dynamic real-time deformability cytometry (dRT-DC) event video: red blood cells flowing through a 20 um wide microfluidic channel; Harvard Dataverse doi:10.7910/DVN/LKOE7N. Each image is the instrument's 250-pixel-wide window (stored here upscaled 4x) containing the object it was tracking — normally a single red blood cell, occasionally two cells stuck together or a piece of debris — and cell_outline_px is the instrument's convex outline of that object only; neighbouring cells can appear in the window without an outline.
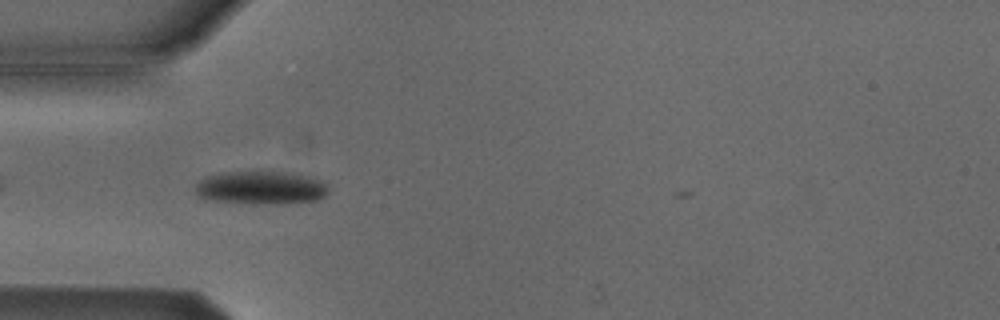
{"species": "Egyptian fruit bat (a non-hibernating species)", "species_latin": "Rousettus aegyptiacus", "temperature_condition": "cold", "stored_images_in_passage": 21, "camera_frame_rate_fps": 3000, "um_per_image_px": 0.085, "animal": {"sex": "male"}, "frame": {"image": 1, "passage_image": 2, "time_ms": 0.333, "image_size_px": [1000, 320], "cell_outline_px": [[328, 192], [324, 196], [316, 200], [284, 204], [252, 204], [204, 200], [196, 192], [196, 184], [200, 180], [208, 176], [224, 172], [284, 172], [312, 176], [324, 180], [328, 184]], "centroid_in_image_um": [22.22, 15.97], "position_along_channel_um": 62.8, "area_um2": 26.18}}
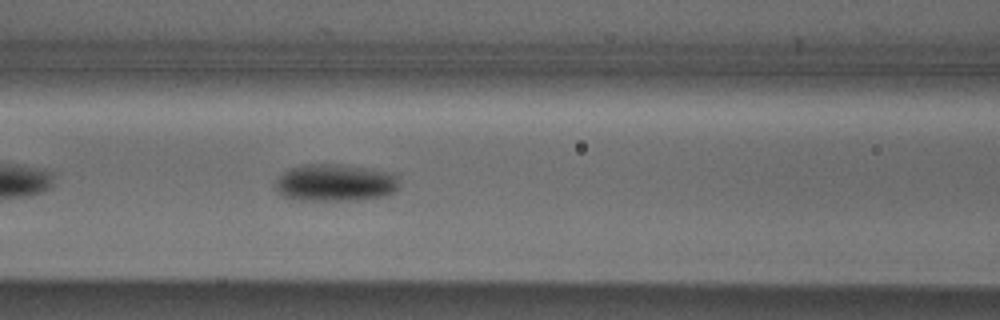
{"frame": {"image": 2, "passage_image": 8, "time_ms": 2.333, "image_size_px": [1000, 320], "cell_outline_px": [[400, 184], [392, 192], [384, 196], [356, 200], [292, 200], [284, 196], [276, 188], [276, 180], [284, 172], [300, 164], [340, 164], [372, 168], [392, 172], [400, 176]], "centroid_in_image_um": [28.54, 15.52], "position_along_channel_um": 138.1, "area_um2": 27.17}}
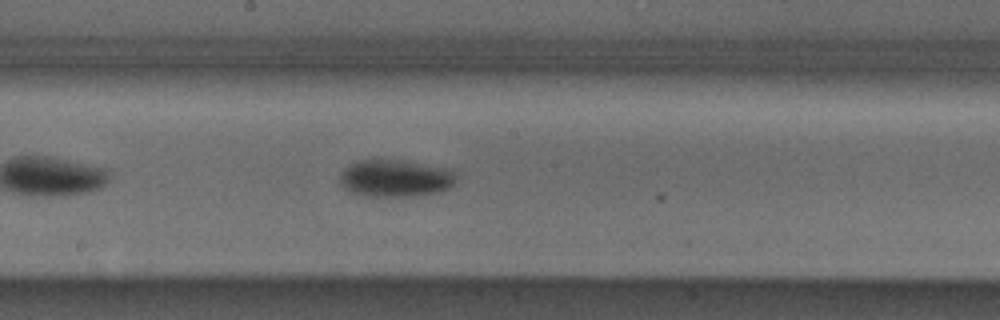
{"frame": {"image": 3, "passage_image": 14, "time_ms": 4.333, "image_size_px": [1000, 320], "cell_outline_px": [[456, 184], [440, 192], [408, 196], [368, 196], [352, 192], [344, 188], [340, 184], [340, 172], [344, 168], [360, 160], [404, 160], [452, 168], [456, 176]], "centroid_in_image_um": [33.66, 15.14], "position_along_channel_um": 214.5, "area_um2": 25.43}}